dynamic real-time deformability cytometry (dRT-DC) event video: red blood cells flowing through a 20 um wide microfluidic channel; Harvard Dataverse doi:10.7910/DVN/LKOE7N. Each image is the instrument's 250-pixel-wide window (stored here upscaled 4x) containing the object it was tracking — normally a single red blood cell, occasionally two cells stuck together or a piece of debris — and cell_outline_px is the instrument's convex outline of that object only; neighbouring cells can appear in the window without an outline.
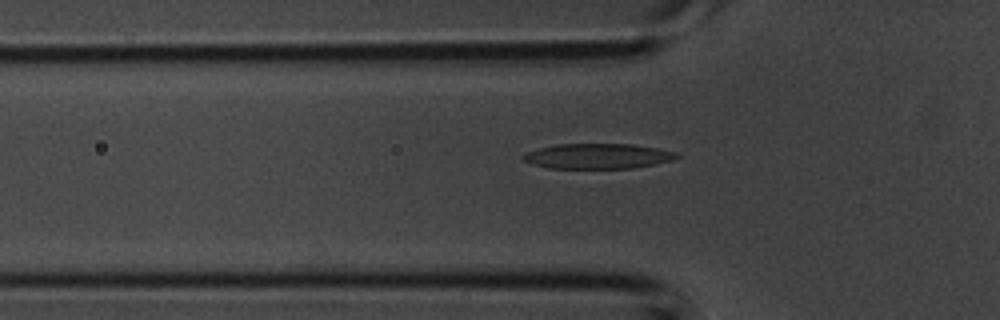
{"species": "common noctule bat (a hibernating species)", "species_latin": "Nyctalus noctula", "temperature_condition": "room temperature", "stored_images_in_passage": 2, "camera_frame_rate_fps": 3000, "um_per_image_px": 0.085, "animal": {"sex": "male", "body_mass_g": 20.1, "forearm_length_mm": 53.5}, "frame": {"image": 1, "passage_image": 2, "time_ms": 0.333, "image_size_px": [1000, 320], "cell_outline_px": [[680, 156], [672, 160], [656, 164], [632, 168], [548, 168], [532, 164], [524, 160], [520, 156], [524, 152], [556, 144], [632, 144], [656, 148], [676, 152]], "centroid_in_image_um": [50.78, 13.27], "position_along_channel_um": 75.0, "area_um2": 22.54}}